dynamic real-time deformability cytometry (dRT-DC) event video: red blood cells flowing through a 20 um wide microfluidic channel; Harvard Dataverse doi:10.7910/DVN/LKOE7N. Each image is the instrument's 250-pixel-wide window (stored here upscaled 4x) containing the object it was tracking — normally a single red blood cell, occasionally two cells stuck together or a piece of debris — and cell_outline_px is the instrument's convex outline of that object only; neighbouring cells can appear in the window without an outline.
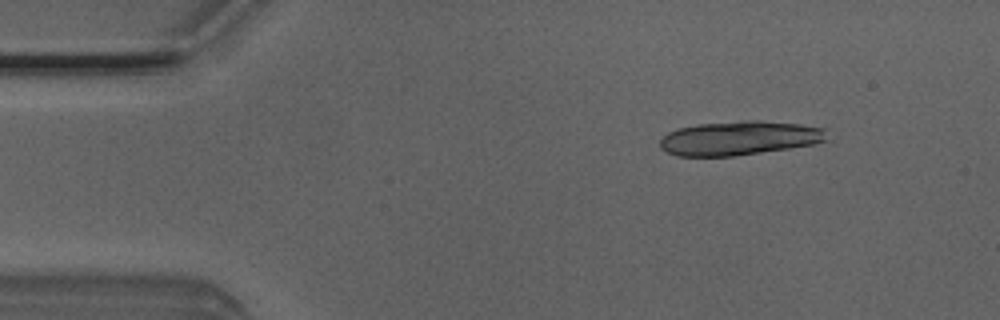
{"species": "Egyptian fruit bat (a non-hibernating species)", "species_latin": "Rousettus aegyptiacus", "temperature_condition": "room temperature", "stored_images_in_passage": 4, "camera_frame_rate_fps": 3000, "um_per_image_px": 0.085, "animal": {"sex": "male"}, "frame": {"image": 1, "passage_image": 2, "time_ms": 0.333, "image_size_px": [1000, 320], "cell_outline_px": [[828, 140], [812, 144], [788, 148], [732, 156], [676, 156], [660, 148], [660, 140], [668, 132], [680, 128], [696, 124], [744, 120], [756, 120], [800, 124], [824, 128]], "centroid_in_image_um": [62.82, 11.73], "position_along_channel_um": 22.2, "area_um2": 33.0}}